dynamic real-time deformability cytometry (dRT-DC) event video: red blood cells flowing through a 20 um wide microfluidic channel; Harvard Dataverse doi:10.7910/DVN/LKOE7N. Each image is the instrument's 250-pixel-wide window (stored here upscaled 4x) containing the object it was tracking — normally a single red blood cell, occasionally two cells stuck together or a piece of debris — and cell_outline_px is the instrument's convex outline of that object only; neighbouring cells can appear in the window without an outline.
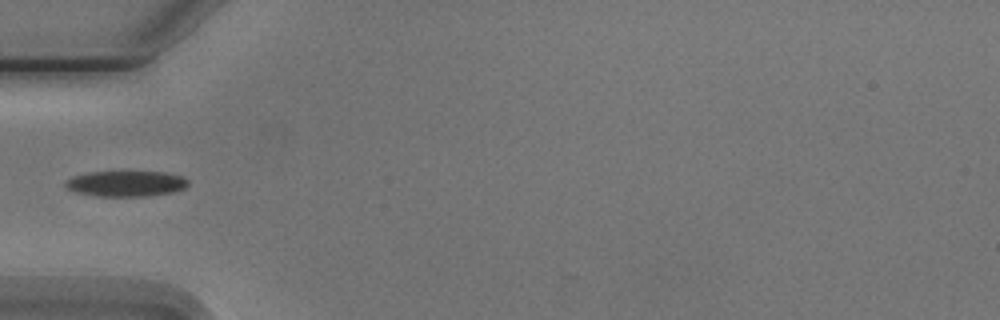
{"species": "Egyptian fruit bat (a non-hibernating species)", "species_latin": "Rousettus aegyptiacus", "temperature_condition": "cold", "stored_images_in_passage": 3, "camera_frame_rate_fps": 3000, "um_per_image_px": 0.085, "animal": {"sex": "male"}, "frame": {"image": 1, "passage_image": 3, "time_ms": 2.333, "image_size_px": [1000, 320], "cell_outline_px": [[188, 184], [184, 188], [172, 192], [148, 196], [96, 196], [76, 192], [68, 188], [64, 184], [64, 180], [72, 176], [88, 172], [164, 172], [180, 176], [188, 180]], "centroid_in_image_um": [10.67, 15.61], "position_along_channel_um": 74.3, "area_um2": 18.26}}